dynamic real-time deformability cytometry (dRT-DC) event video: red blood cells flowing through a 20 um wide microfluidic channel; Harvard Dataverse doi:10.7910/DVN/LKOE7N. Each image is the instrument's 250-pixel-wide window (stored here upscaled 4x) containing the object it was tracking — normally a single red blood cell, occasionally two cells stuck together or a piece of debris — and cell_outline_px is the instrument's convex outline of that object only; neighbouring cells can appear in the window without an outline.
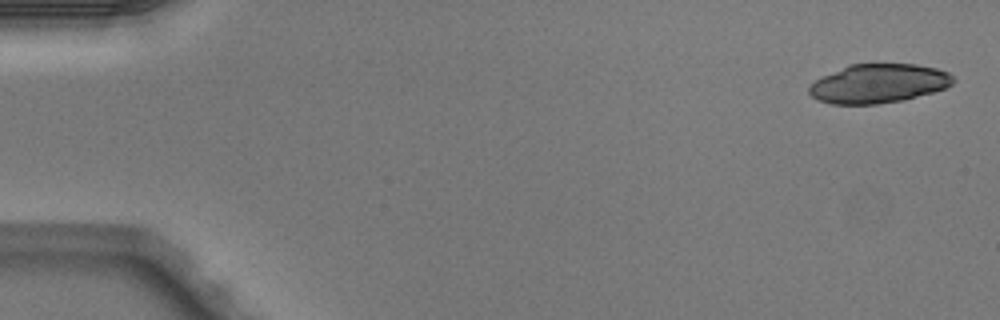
{"species": "Egyptian fruit bat (a non-hibernating species)", "species_latin": "Rousettus aegyptiacus", "temperature_condition": "warm", "stored_images_in_passage": 5, "camera_frame_rate_fps": 3000, "um_per_image_px": 0.085, "animal": {"sex": "male"}, "frame": {"image": 1, "passage_image": 1, "time_ms": 0.0, "image_size_px": [1000, 320], "cell_outline_px": [[956, 80], [952, 84], [944, 88], [932, 92], [904, 100], [876, 104], [832, 104], [816, 100], [808, 92], [808, 88], [816, 80], [848, 64], [916, 64], [936, 68], [948, 72]], "centroid_in_image_um": [74.67, 7.1], "position_along_channel_um": 10.3, "area_um2": 32.66}}